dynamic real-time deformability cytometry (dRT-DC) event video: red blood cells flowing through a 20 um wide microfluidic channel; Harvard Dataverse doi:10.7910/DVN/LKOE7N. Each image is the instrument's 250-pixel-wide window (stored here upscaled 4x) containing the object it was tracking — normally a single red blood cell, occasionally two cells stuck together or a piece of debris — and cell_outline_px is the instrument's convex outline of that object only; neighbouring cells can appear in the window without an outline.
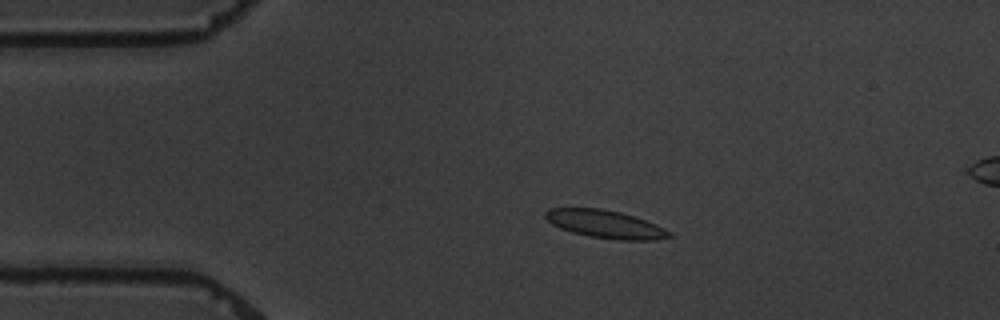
{"species": "common noctule bat (a hibernating species)", "species_latin": "Nyctalus noctula", "temperature_condition": "warm", "stored_images_in_passage": 5, "camera_frame_rate_fps": 3000, "um_per_image_px": 0.085, "animal": {"sex": "male", "body_mass_g": 19.5, "forearm_length_mm": 54.6}, "frame": {"image": 1, "passage_image": 4, "time_ms": 3.333, "image_size_px": [1000, 320], "cell_outline_px": [[672, 236], [656, 240], [616, 240], [588, 236], [572, 232], [560, 228], [552, 224], [544, 216], [544, 212], [548, 208], [600, 208], [620, 212], [656, 224], [672, 232]], "centroid_in_image_um": [51.44, 19.06], "position_along_channel_um": 33.6, "area_um2": 20.17}}